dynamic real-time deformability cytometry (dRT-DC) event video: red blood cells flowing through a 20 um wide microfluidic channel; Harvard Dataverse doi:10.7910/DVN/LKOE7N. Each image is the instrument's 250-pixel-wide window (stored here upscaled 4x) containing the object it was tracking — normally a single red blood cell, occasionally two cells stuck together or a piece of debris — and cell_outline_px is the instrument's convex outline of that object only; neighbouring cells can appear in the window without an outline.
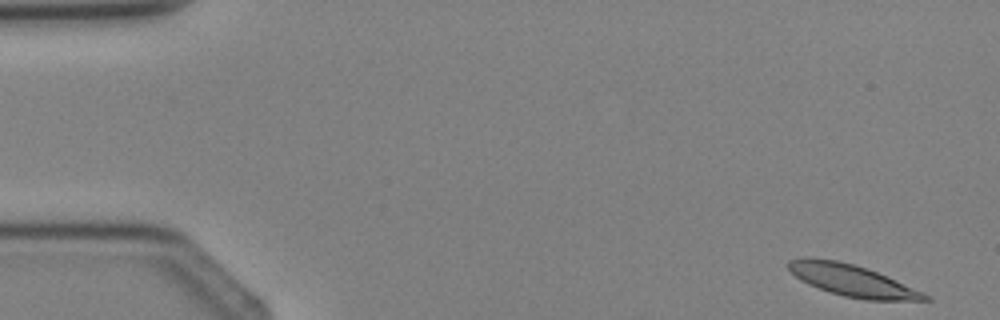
{"species": "Egyptian fruit bat (a non-hibernating species)", "species_latin": "Rousettus aegyptiacus", "temperature_condition": "cold", "stored_images_in_passage": 4, "segment_of_instrument_passage": [2, 2], "camera_frame_rate_fps": 3000, "um_per_image_px": 0.085, "animal": {"sex": "female"}, "frame": {"image": 1, "passage_image": 4, "time_ms": 3.667, "image_size_px": [1000, 320], "cell_outline_px": [[932, 300], [864, 300], [844, 296], [808, 284], [800, 280], [788, 268], [788, 260], [800, 256], [812, 256], [836, 260], [868, 268], [924, 292], [932, 296]], "centroid_in_image_um": [72.42, 23.82], "position_along_channel_um": 12.6, "area_um2": 25.32}}